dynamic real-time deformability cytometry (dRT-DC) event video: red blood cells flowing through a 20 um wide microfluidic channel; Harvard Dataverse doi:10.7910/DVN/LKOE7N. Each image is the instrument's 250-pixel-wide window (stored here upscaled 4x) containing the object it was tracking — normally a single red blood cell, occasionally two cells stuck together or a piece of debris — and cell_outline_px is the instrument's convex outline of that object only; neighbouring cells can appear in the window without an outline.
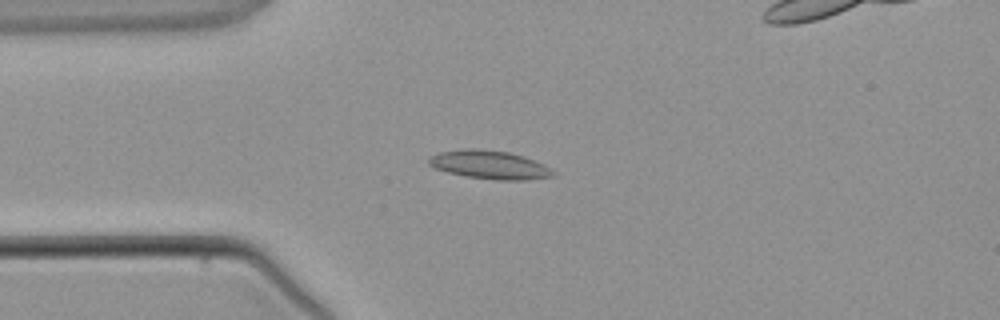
{"species": "common noctule bat (a hibernating species)", "species_latin": "Nyctalus noctula", "temperature_condition": "warm", "stored_images_in_passage": 2, "camera_frame_rate_fps": 3000, "um_per_image_px": 0.085, "animal": {"sex": "male", "body_mass_g": 21.5, "forearm_length_mm": 52.0}, "frame": {"image": 1, "passage_image": 2, "time_ms": 1.333, "image_size_px": [1000, 320], "cell_outline_px": [[556, 176], [528, 180], [496, 180], [464, 176], [448, 172], [436, 168], [428, 164], [428, 156], [440, 152], [464, 148], [476, 148], [508, 152], [524, 156], [544, 164], [556, 172]], "centroid_in_image_um": [41.63, 14.01], "position_along_channel_um": 43.4, "area_um2": 20.87}}